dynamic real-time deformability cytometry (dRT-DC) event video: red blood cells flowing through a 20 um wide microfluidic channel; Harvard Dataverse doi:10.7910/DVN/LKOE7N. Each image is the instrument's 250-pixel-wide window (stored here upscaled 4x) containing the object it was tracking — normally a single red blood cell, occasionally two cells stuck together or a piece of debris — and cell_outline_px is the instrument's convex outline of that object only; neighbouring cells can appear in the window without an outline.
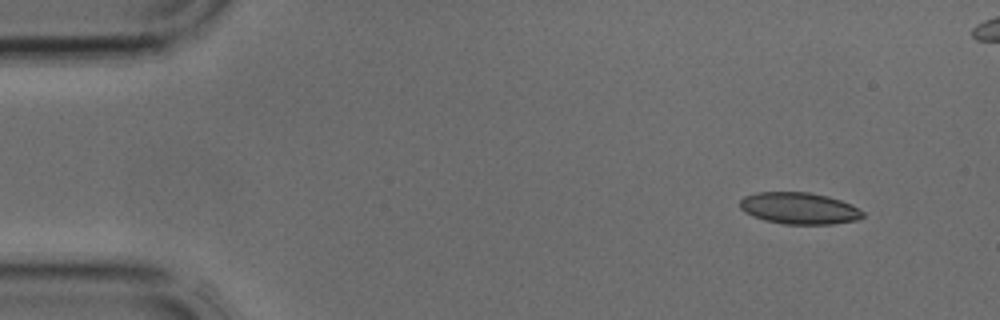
{"species": "common noctule bat (a hibernating species)", "species_latin": "Nyctalus noctula", "temperature_condition": "cold", "stored_images_in_passage": 4, "camera_frame_rate_fps": 3000, "um_per_image_px": 0.085, "animal": {"sex": "male", "body_mass_g": 17.9, "forearm_length_mm": 54.2}, "frame": {"image": 1, "passage_image": 1, "time_ms": 0.0, "image_size_px": [1000, 320], "cell_outline_px": [[864, 216], [856, 220], [832, 224], [784, 224], [764, 220], [752, 216], [744, 212], [740, 208], [740, 200], [744, 196], [756, 192], [808, 192], [828, 196], [852, 204], [864, 212]], "centroid_in_image_um": [67.92, 17.7], "position_along_channel_um": 17.1, "area_um2": 22.77}}